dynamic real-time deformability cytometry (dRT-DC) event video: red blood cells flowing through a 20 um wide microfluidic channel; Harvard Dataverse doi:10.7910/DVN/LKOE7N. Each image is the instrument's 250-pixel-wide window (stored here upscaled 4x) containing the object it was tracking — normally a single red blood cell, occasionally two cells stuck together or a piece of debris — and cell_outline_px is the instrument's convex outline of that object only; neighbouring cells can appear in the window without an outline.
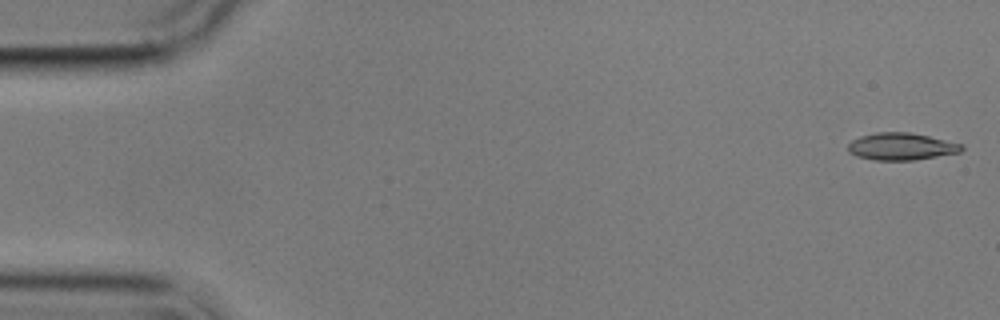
{"species": "common noctule bat (a hibernating species)", "species_latin": "Nyctalus noctula", "temperature_condition": "cold", "stored_images_in_passage": 4, "camera_frame_rate_fps": 3000, "um_per_image_px": 0.085, "animal": {"sex": "male", "body_mass_g": 17.9}, "frame": {"image": 1, "passage_image": 1, "time_ms": 0.0, "image_size_px": [1000, 320], "cell_outline_px": [[964, 148], [960, 152], [916, 160], [876, 160], [856, 156], [848, 152], [848, 144], [852, 140], [860, 136], [876, 132], [908, 132], [928, 136], [964, 144]], "centroid_in_image_um": [76.61, 12.45], "position_along_channel_um": 8.4, "area_um2": 18.03}}